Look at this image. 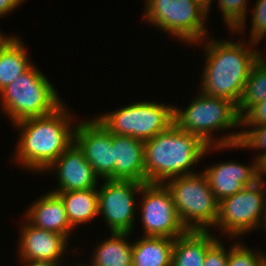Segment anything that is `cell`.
Instances as JSON below:
<instances>
[{
	"label": "cell",
	"instance_id": "603a6c76",
	"mask_svg": "<svg viewBox=\"0 0 266 266\" xmlns=\"http://www.w3.org/2000/svg\"><path fill=\"white\" fill-rule=\"evenodd\" d=\"M266 100V63L258 59L246 81L242 98L237 105L241 117L251 106Z\"/></svg>",
	"mask_w": 266,
	"mask_h": 266
},
{
	"label": "cell",
	"instance_id": "836d02e7",
	"mask_svg": "<svg viewBox=\"0 0 266 266\" xmlns=\"http://www.w3.org/2000/svg\"><path fill=\"white\" fill-rule=\"evenodd\" d=\"M266 37V36H265ZM266 40V38H264ZM265 44H266V41H265ZM266 48V47H265ZM263 52L261 50H259V59L262 61V62H265L266 63V57L263 56Z\"/></svg>",
	"mask_w": 266,
	"mask_h": 266
},
{
	"label": "cell",
	"instance_id": "277c9868",
	"mask_svg": "<svg viewBox=\"0 0 266 266\" xmlns=\"http://www.w3.org/2000/svg\"><path fill=\"white\" fill-rule=\"evenodd\" d=\"M192 100L187 108L174 106V124L178 128L197 135L208 146H227L239 143L241 130L229 131L241 127V117L238 115L235 103L201 92ZM221 130L226 131V134L219 138L218 135L217 137L213 135Z\"/></svg>",
	"mask_w": 266,
	"mask_h": 266
},
{
	"label": "cell",
	"instance_id": "44dd1931",
	"mask_svg": "<svg viewBox=\"0 0 266 266\" xmlns=\"http://www.w3.org/2000/svg\"><path fill=\"white\" fill-rule=\"evenodd\" d=\"M174 239L141 236L132 243V266H172Z\"/></svg>",
	"mask_w": 266,
	"mask_h": 266
},
{
	"label": "cell",
	"instance_id": "3957f363",
	"mask_svg": "<svg viewBox=\"0 0 266 266\" xmlns=\"http://www.w3.org/2000/svg\"><path fill=\"white\" fill-rule=\"evenodd\" d=\"M213 149H237V144L208 146L197 135L173 123L167 130L144 141L146 183L164 184L171 178L196 173L195 164L197 166Z\"/></svg>",
	"mask_w": 266,
	"mask_h": 266
},
{
	"label": "cell",
	"instance_id": "2e32d148",
	"mask_svg": "<svg viewBox=\"0 0 266 266\" xmlns=\"http://www.w3.org/2000/svg\"><path fill=\"white\" fill-rule=\"evenodd\" d=\"M24 218L40 229L64 235L68 240L74 228L70 225L61 197L48 191L28 206Z\"/></svg>",
	"mask_w": 266,
	"mask_h": 266
},
{
	"label": "cell",
	"instance_id": "5b68a950",
	"mask_svg": "<svg viewBox=\"0 0 266 266\" xmlns=\"http://www.w3.org/2000/svg\"><path fill=\"white\" fill-rule=\"evenodd\" d=\"M63 103L53 82L35 64L0 92L1 111L12 125L51 114Z\"/></svg>",
	"mask_w": 266,
	"mask_h": 266
},
{
	"label": "cell",
	"instance_id": "ac0fdd59",
	"mask_svg": "<svg viewBox=\"0 0 266 266\" xmlns=\"http://www.w3.org/2000/svg\"><path fill=\"white\" fill-rule=\"evenodd\" d=\"M210 232L188 230L174 239L172 266H203L207 248L219 238Z\"/></svg>",
	"mask_w": 266,
	"mask_h": 266
},
{
	"label": "cell",
	"instance_id": "4fadbf2b",
	"mask_svg": "<svg viewBox=\"0 0 266 266\" xmlns=\"http://www.w3.org/2000/svg\"><path fill=\"white\" fill-rule=\"evenodd\" d=\"M23 219L17 241L19 261H53L61 264L64 254L69 252L68 239L64 235L35 227Z\"/></svg>",
	"mask_w": 266,
	"mask_h": 266
},
{
	"label": "cell",
	"instance_id": "e575fe53",
	"mask_svg": "<svg viewBox=\"0 0 266 266\" xmlns=\"http://www.w3.org/2000/svg\"><path fill=\"white\" fill-rule=\"evenodd\" d=\"M262 177H266V162L261 165Z\"/></svg>",
	"mask_w": 266,
	"mask_h": 266
},
{
	"label": "cell",
	"instance_id": "83f0119b",
	"mask_svg": "<svg viewBox=\"0 0 266 266\" xmlns=\"http://www.w3.org/2000/svg\"><path fill=\"white\" fill-rule=\"evenodd\" d=\"M220 239H216L208 248L203 266H227L229 248Z\"/></svg>",
	"mask_w": 266,
	"mask_h": 266
},
{
	"label": "cell",
	"instance_id": "8992f818",
	"mask_svg": "<svg viewBox=\"0 0 266 266\" xmlns=\"http://www.w3.org/2000/svg\"><path fill=\"white\" fill-rule=\"evenodd\" d=\"M164 184L187 230L210 231L215 227L219 202L203 171L174 177Z\"/></svg>",
	"mask_w": 266,
	"mask_h": 266
},
{
	"label": "cell",
	"instance_id": "cb8c5ba5",
	"mask_svg": "<svg viewBox=\"0 0 266 266\" xmlns=\"http://www.w3.org/2000/svg\"><path fill=\"white\" fill-rule=\"evenodd\" d=\"M217 1V0H216ZM249 0H218V8L221 10L223 22L233 34H244L246 30V15Z\"/></svg>",
	"mask_w": 266,
	"mask_h": 266
},
{
	"label": "cell",
	"instance_id": "ffe728a7",
	"mask_svg": "<svg viewBox=\"0 0 266 266\" xmlns=\"http://www.w3.org/2000/svg\"><path fill=\"white\" fill-rule=\"evenodd\" d=\"M23 42L20 36L12 35L0 48V92L34 63Z\"/></svg>",
	"mask_w": 266,
	"mask_h": 266
},
{
	"label": "cell",
	"instance_id": "e0dca14e",
	"mask_svg": "<svg viewBox=\"0 0 266 266\" xmlns=\"http://www.w3.org/2000/svg\"><path fill=\"white\" fill-rule=\"evenodd\" d=\"M115 179L146 183L144 141L112 134Z\"/></svg>",
	"mask_w": 266,
	"mask_h": 266
},
{
	"label": "cell",
	"instance_id": "ba28073f",
	"mask_svg": "<svg viewBox=\"0 0 266 266\" xmlns=\"http://www.w3.org/2000/svg\"><path fill=\"white\" fill-rule=\"evenodd\" d=\"M173 105L156 101H139L96 119L111 133L146 141L167 130L174 123Z\"/></svg>",
	"mask_w": 266,
	"mask_h": 266
},
{
	"label": "cell",
	"instance_id": "7402d4cb",
	"mask_svg": "<svg viewBox=\"0 0 266 266\" xmlns=\"http://www.w3.org/2000/svg\"><path fill=\"white\" fill-rule=\"evenodd\" d=\"M98 188L54 192L61 197L70 225L74 229L78 228V225L88 224L99 216Z\"/></svg>",
	"mask_w": 266,
	"mask_h": 266
},
{
	"label": "cell",
	"instance_id": "f1b7e54d",
	"mask_svg": "<svg viewBox=\"0 0 266 266\" xmlns=\"http://www.w3.org/2000/svg\"><path fill=\"white\" fill-rule=\"evenodd\" d=\"M262 124H266V100L254 104L241 116V126Z\"/></svg>",
	"mask_w": 266,
	"mask_h": 266
},
{
	"label": "cell",
	"instance_id": "7c38bea8",
	"mask_svg": "<svg viewBox=\"0 0 266 266\" xmlns=\"http://www.w3.org/2000/svg\"><path fill=\"white\" fill-rule=\"evenodd\" d=\"M90 119L76 123L74 142L101 181L115 179L112 134L95 117Z\"/></svg>",
	"mask_w": 266,
	"mask_h": 266
},
{
	"label": "cell",
	"instance_id": "d6986e66",
	"mask_svg": "<svg viewBox=\"0 0 266 266\" xmlns=\"http://www.w3.org/2000/svg\"><path fill=\"white\" fill-rule=\"evenodd\" d=\"M110 237L96 244L89 263L91 266H132L133 250L129 237L133 233L108 232ZM95 250V251H94Z\"/></svg>",
	"mask_w": 266,
	"mask_h": 266
},
{
	"label": "cell",
	"instance_id": "30bf717a",
	"mask_svg": "<svg viewBox=\"0 0 266 266\" xmlns=\"http://www.w3.org/2000/svg\"><path fill=\"white\" fill-rule=\"evenodd\" d=\"M142 236L176 239L188 230L182 224L170 190L163 183H144L140 194Z\"/></svg>",
	"mask_w": 266,
	"mask_h": 266
},
{
	"label": "cell",
	"instance_id": "4316f807",
	"mask_svg": "<svg viewBox=\"0 0 266 266\" xmlns=\"http://www.w3.org/2000/svg\"><path fill=\"white\" fill-rule=\"evenodd\" d=\"M251 13L249 41L259 44L266 36V0H257Z\"/></svg>",
	"mask_w": 266,
	"mask_h": 266
},
{
	"label": "cell",
	"instance_id": "7a4b0ae2",
	"mask_svg": "<svg viewBox=\"0 0 266 266\" xmlns=\"http://www.w3.org/2000/svg\"><path fill=\"white\" fill-rule=\"evenodd\" d=\"M213 38L208 36L204 41L192 45H201L205 50L206 64L201 73L199 90L205 95L224 98L238 105L247 78L259 59L257 44L246 40L222 41Z\"/></svg>",
	"mask_w": 266,
	"mask_h": 266
},
{
	"label": "cell",
	"instance_id": "f546056e",
	"mask_svg": "<svg viewBox=\"0 0 266 266\" xmlns=\"http://www.w3.org/2000/svg\"><path fill=\"white\" fill-rule=\"evenodd\" d=\"M26 0H0V18L12 13Z\"/></svg>",
	"mask_w": 266,
	"mask_h": 266
},
{
	"label": "cell",
	"instance_id": "5bb4252c",
	"mask_svg": "<svg viewBox=\"0 0 266 266\" xmlns=\"http://www.w3.org/2000/svg\"><path fill=\"white\" fill-rule=\"evenodd\" d=\"M203 172L218 202L253 185L262 177L261 164L254 158L249 165L234 160L215 163Z\"/></svg>",
	"mask_w": 266,
	"mask_h": 266
},
{
	"label": "cell",
	"instance_id": "4dcf8cb0",
	"mask_svg": "<svg viewBox=\"0 0 266 266\" xmlns=\"http://www.w3.org/2000/svg\"><path fill=\"white\" fill-rule=\"evenodd\" d=\"M23 266H60V263L53 261H20Z\"/></svg>",
	"mask_w": 266,
	"mask_h": 266
},
{
	"label": "cell",
	"instance_id": "8d00e7d4",
	"mask_svg": "<svg viewBox=\"0 0 266 266\" xmlns=\"http://www.w3.org/2000/svg\"><path fill=\"white\" fill-rule=\"evenodd\" d=\"M60 266H63V265H62V264H60ZM71 266H74V265H71ZM75 266H91V265H90V264H88V263H87V265H86V264H84V263H83V264H82V263H81V264H79V263H78V264H75Z\"/></svg>",
	"mask_w": 266,
	"mask_h": 266
},
{
	"label": "cell",
	"instance_id": "d4e9b609",
	"mask_svg": "<svg viewBox=\"0 0 266 266\" xmlns=\"http://www.w3.org/2000/svg\"><path fill=\"white\" fill-rule=\"evenodd\" d=\"M238 149L262 150L254 157L261 165L266 162V124L259 126H241ZM248 128V129H247Z\"/></svg>",
	"mask_w": 266,
	"mask_h": 266
},
{
	"label": "cell",
	"instance_id": "1f68e13d",
	"mask_svg": "<svg viewBox=\"0 0 266 266\" xmlns=\"http://www.w3.org/2000/svg\"><path fill=\"white\" fill-rule=\"evenodd\" d=\"M199 1L203 6H205L207 8V12H208V15H210V9L211 8V5L213 4V0H197Z\"/></svg>",
	"mask_w": 266,
	"mask_h": 266
},
{
	"label": "cell",
	"instance_id": "9a60e30c",
	"mask_svg": "<svg viewBox=\"0 0 266 266\" xmlns=\"http://www.w3.org/2000/svg\"><path fill=\"white\" fill-rule=\"evenodd\" d=\"M50 171L55 172L58 181V188L51 192L88 190L100 185V178L75 142L45 172Z\"/></svg>",
	"mask_w": 266,
	"mask_h": 266
},
{
	"label": "cell",
	"instance_id": "74e56055",
	"mask_svg": "<svg viewBox=\"0 0 266 266\" xmlns=\"http://www.w3.org/2000/svg\"><path fill=\"white\" fill-rule=\"evenodd\" d=\"M264 258H265V262L262 264V266H266V253L264 252Z\"/></svg>",
	"mask_w": 266,
	"mask_h": 266
},
{
	"label": "cell",
	"instance_id": "6da1fadb",
	"mask_svg": "<svg viewBox=\"0 0 266 266\" xmlns=\"http://www.w3.org/2000/svg\"><path fill=\"white\" fill-rule=\"evenodd\" d=\"M66 105L63 103L51 114L12 125L19 131L12 162L26 171L44 173L66 151L74 142L77 122Z\"/></svg>",
	"mask_w": 266,
	"mask_h": 266
},
{
	"label": "cell",
	"instance_id": "d590c367",
	"mask_svg": "<svg viewBox=\"0 0 266 266\" xmlns=\"http://www.w3.org/2000/svg\"><path fill=\"white\" fill-rule=\"evenodd\" d=\"M262 227L266 228V207H265V215H264V220H263V223H262Z\"/></svg>",
	"mask_w": 266,
	"mask_h": 266
},
{
	"label": "cell",
	"instance_id": "9c48e42d",
	"mask_svg": "<svg viewBox=\"0 0 266 266\" xmlns=\"http://www.w3.org/2000/svg\"><path fill=\"white\" fill-rule=\"evenodd\" d=\"M264 179L266 178L261 177L253 185L244 187L219 202L217 222L213 228H217L216 232H221L229 240L233 237L237 241L247 233L262 229L266 207Z\"/></svg>",
	"mask_w": 266,
	"mask_h": 266
},
{
	"label": "cell",
	"instance_id": "52a82bcc",
	"mask_svg": "<svg viewBox=\"0 0 266 266\" xmlns=\"http://www.w3.org/2000/svg\"><path fill=\"white\" fill-rule=\"evenodd\" d=\"M143 20L189 46L209 36L207 8L197 0H144ZM145 18V19H144ZM205 24V25H204ZM208 32V33H207ZM208 35V36H207Z\"/></svg>",
	"mask_w": 266,
	"mask_h": 266
},
{
	"label": "cell",
	"instance_id": "8fae6325",
	"mask_svg": "<svg viewBox=\"0 0 266 266\" xmlns=\"http://www.w3.org/2000/svg\"><path fill=\"white\" fill-rule=\"evenodd\" d=\"M144 183L132 180L103 179L98 189L99 215L110 232L131 233L135 229L137 203Z\"/></svg>",
	"mask_w": 266,
	"mask_h": 266
},
{
	"label": "cell",
	"instance_id": "d6a6232c",
	"mask_svg": "<svg viewBox=\"0 0 266 266\" xmlns=\"http://www.w3.org/2000/svg\"><path fill=\"white\" fill-rule=\"evenodd\" d=\"M11 36H6V34H3V32L0 30V48L7 42V40Z\"/></svg>",
	"mask_w": 266,
	"mask_h": 266
},
{
	"label": "cell",
	"instance_id": "484cf974",
	"mask_svg": "<svg viewBox=\"0 0 266 266\" xmlns=\"http://www.w3.org/2000/svg\"><path fill=\"white\" fill-rule=\"evenodd\" d=\"M240 240L229 247L227 266H262L265 262L264 252L260 249L255 252Z\"/></svg>",
	"mask_w": 266,
	"mask_h": 266
}]
</instances>
